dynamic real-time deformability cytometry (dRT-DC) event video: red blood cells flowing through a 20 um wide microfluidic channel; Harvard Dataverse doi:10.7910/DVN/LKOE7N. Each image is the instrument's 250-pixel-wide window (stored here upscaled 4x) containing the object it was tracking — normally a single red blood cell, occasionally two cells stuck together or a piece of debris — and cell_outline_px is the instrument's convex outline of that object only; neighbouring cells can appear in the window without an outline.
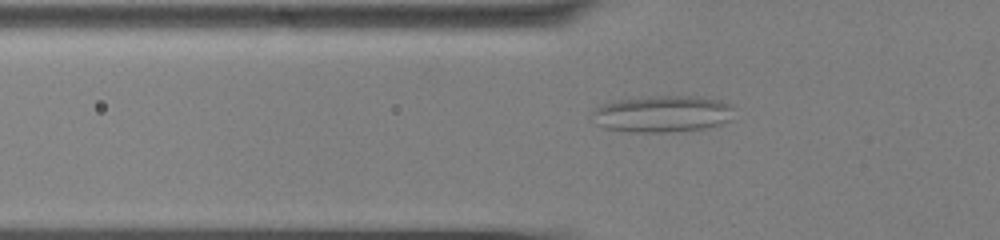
{"species": "common noctule bat (a hibernating species)", "species_latin": "Nyctalus noctula", "temperature_condition": "cold", "stored_images_in_passage": 42, "camera_frame_rate_fps": 3000, "um_per_image_px": 0.085, "animal": {"sex": "male", "body_mass_g": 13.0, "forearm_length_mm": 53.1}, "frame": {"image": 1, "passage_image": 5, "time_ms": 1.333, "image_size_px": [1000, 240], "cell_outline_px": [[732, 108], [728, 120], [720, 124], [704, 128], [668, 132], [628, 132], [604, 128], [596, 124], [592, 112], [596, 108], [604, 104], [616, 100], [640, 96], [700, 96], [720, 100], [732, 104]], "centroid_in_image_um": [56.27, 9.67], "position_along_channel_um": 69.5, "area_um2": 30.35}}
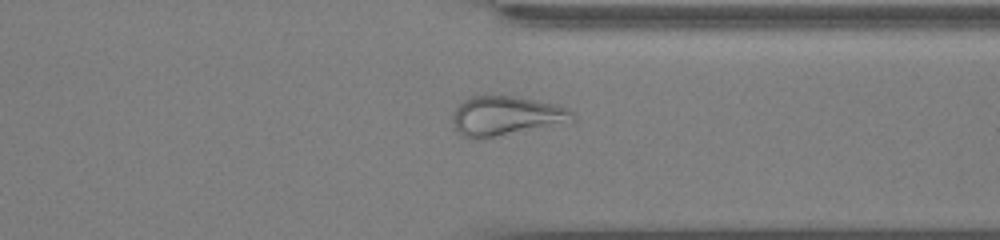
{"frame": {"image": 2, "passage_image": 30, "time_ms": 9.667, "image_size_px": [1000, 240], "cell_outline_px": [[576, 120], [568, 124], [476, 140], [464, 136], [456, 132], [452, 128], [452, 116], [456, 104], [472, 96], [512, 96], [556, 104], [568, 108], [576, 116]], "centroid_in_image_um": [43.02, 9.88], "position_along_channel_um": 368.4, "area_um2": 28.32}}
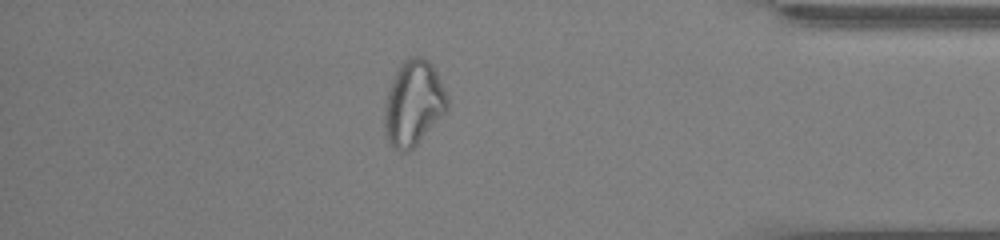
{"frame": {"image": 3, "passage_image": 35, "time_ms": 11.333, "image_size_px": [1000, 240], "cell_outline_px": [[448, 108], [416, 144], [412, 148], [404, 152], [400, 152], [388, 140], [384, 128], [384, 104], [392, 80], [400, 64], [408, 56], [420, 56], [428, 60], [432, 64], [448, 96]], "centroid_in_image_um": [35.13, 8.73], "position_along_channel_um": 400.1, "area_um2": 30.75}, "authors_computed_cell_mechanics": {"area_um2": 26.3279, "velocity_mm_per_s": 3.6056, "shape_relaxation_time_tau1_ms": null, "shape_relaxation_time_tau2_ms": 2.6, "deformation_change_tau1": null, "deformation_change_tau2": 0.1106}}